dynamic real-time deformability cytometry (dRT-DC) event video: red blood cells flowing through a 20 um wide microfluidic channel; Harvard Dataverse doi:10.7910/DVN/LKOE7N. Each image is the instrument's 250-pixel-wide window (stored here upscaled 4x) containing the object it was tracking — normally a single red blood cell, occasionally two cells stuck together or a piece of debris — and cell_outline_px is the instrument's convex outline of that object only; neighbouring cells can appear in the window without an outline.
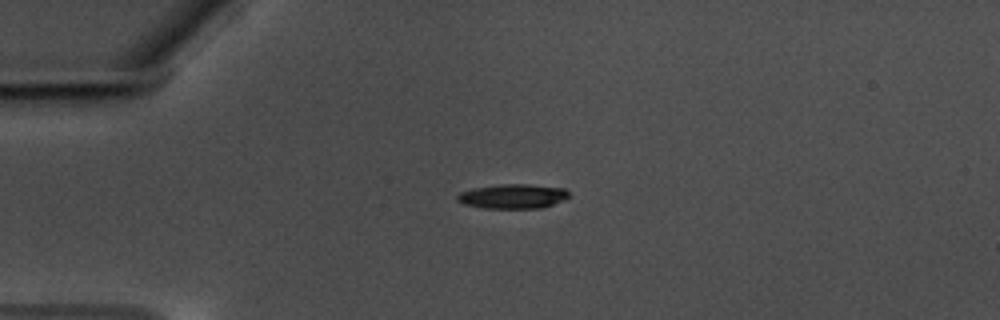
{"species": "common noctule bat (a hibernating species)", "species_latin": "Nyctalus noctula", "temperature_condition": "warm", "stored_images_in_passage": 45, "camera_frame_rate_fps": 3000, "um_per_image_px": 0.085, "animal": {"sex": "male", "body_mass_g": 17.5, "forearm_length_mm": 52.3}, "frame": {"image": 1, "passage_image": 1, "time_ms": 0.0, "image_size_px": [1000, 320], "cell_outline_px": [[568, 196], [564, 200], [540, 208], [484, 208], [464, 204], [456, 200], [456, 196], [460, 192], [472, 188], [500, 184], [528, 184], [564, 188], [568, 192]], "centroid_in_image_um": [43.55, 16.68], "position_along_channel_um": 41.4, "area_um2": 15.9}}
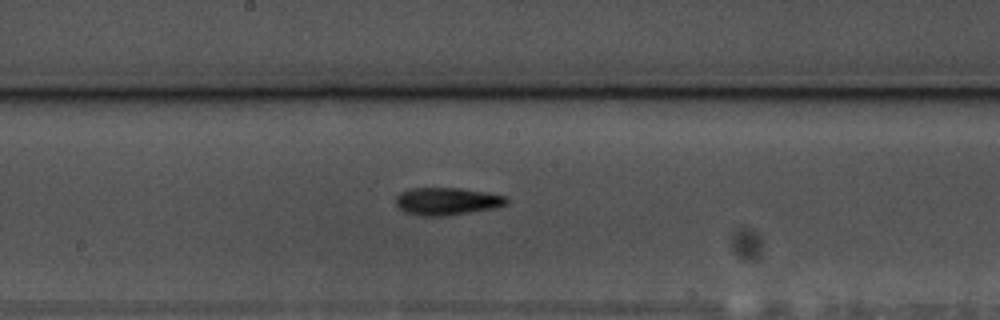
{"frame": {"image": 2, "passage_image": 18, "time_ms": 5.667, "image_size_px": [1000, 320], "cell_outline_px": [[508, 204], [492, 208], [444, 216], [420, 216], [404, 212], [396, 204], [396, 196], [400, 192], [408, 188], [460, 188], [508, 196]], "centroid_in_image_um": [37.96, 17.1], "position_along_channel_um": 210.2, "area_um2": 17.74}}
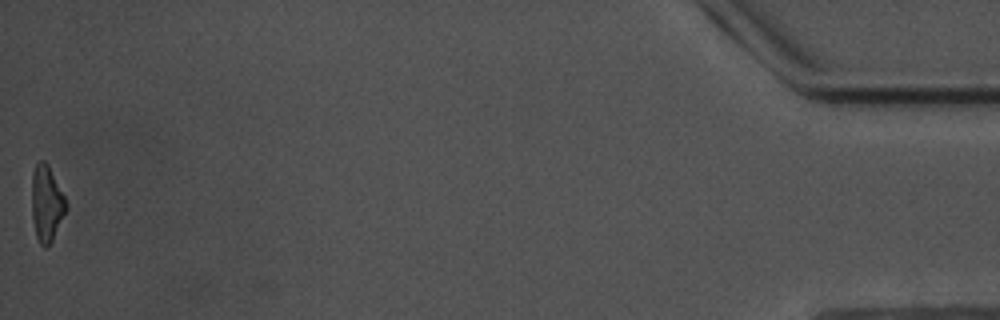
{"frame": {"image": 3, "passage_image": 45, "time_ms": 14.667, "image_size_px": [1000, 320], "cell_outline_px": [[68, 208], [48, 248], [44, 248], [40, 244], [36, 236], [32, 216], [32, 172], [36, 164], [40, 160], [44, 160], [48, 164], [68, 204]], "centroid_in_image_um": [3.96, 17.31], "position_along_channel_um": 431.2, "area_um2": 15.26}, "authors_computed_cell_mechanics": {"area_um2": 16.5886, "velocity_mm_per_s": 3.5173, "shape_relaxation_time_tau1_ms": 3.3943, "shape_relaxation_time_tau2_ms": 3.4948, "deformation_change_tau1": 0.1606, "deformation_change_tau2": 0.1254}}